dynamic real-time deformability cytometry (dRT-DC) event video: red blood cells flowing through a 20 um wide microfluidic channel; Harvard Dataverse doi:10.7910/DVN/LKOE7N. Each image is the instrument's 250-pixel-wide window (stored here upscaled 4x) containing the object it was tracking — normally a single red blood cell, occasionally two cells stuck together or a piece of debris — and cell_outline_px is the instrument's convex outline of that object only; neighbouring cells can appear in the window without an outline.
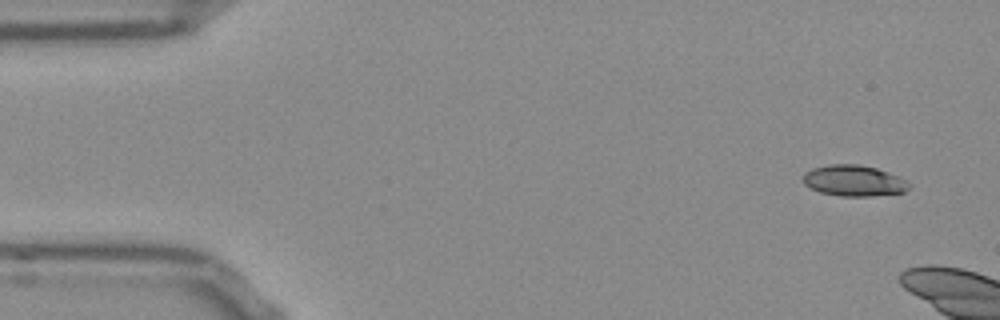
{"species": "Egyptian fruit bat (a non-hibernating species)", "species_latin": "Rousettus aegyptiacus", "temperature_condition": "room temperature", "stored_images_in_passage": 5, "camera_frame_rate_fps": 3000, "um_per_image_px": 0.085, "frame": {"image": 1, "passage_image": 1, "time_ms": 0.0, "image_size_px": [1000, 320], "cell_outline_px": [[912, 184], [904, 192], [868, 196], [840, 196], [820, 192], [804, 184], [804, 172], [812, 168], [828, 164], [860, 164], [876, 168], [888, 172], [908, 180]], "centroid_in_image_um": [72.6, 15.35], "position_along_channel_um": 12.4, "area_um2": 19.19}}